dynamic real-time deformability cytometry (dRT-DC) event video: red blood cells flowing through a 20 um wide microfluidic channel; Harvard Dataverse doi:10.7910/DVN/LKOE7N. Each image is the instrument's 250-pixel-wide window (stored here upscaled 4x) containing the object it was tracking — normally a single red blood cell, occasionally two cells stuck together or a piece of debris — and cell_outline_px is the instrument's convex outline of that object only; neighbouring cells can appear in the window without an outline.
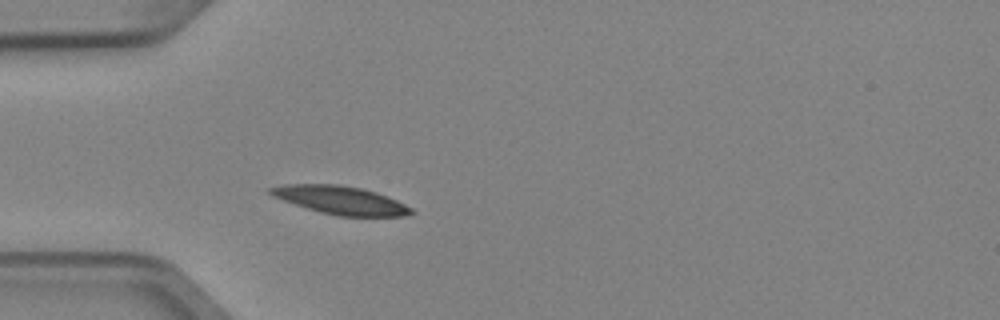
{"species": "Egyptian fruit bat (a non-hibernating species)", "species_latin": "Rousettus aegyptiacus", "temperature_condition": "cold", "stored_images_in_passage": 1, "camera_frame_rate_fps": 3000, "um_per_image_px": 0.085, "animal": {"sex": "female"}, "frame": {"image": 1, "passage_image": 1, "time_ms": 0.0, "image_size_px": [1000, 320], "cell_outline_px": [[416, 212], [404, 216], [340, 216], [320, 212], [272, 196], [268, 192], [268, 188], [284, 184], [340, 184], [360, 188], [376, 192], [388, 196], [412, 208]], "centroid_in_image_um": [28.96, 17.0], "position_along_channel_um": 56.0, "area_um2": 23.0}}